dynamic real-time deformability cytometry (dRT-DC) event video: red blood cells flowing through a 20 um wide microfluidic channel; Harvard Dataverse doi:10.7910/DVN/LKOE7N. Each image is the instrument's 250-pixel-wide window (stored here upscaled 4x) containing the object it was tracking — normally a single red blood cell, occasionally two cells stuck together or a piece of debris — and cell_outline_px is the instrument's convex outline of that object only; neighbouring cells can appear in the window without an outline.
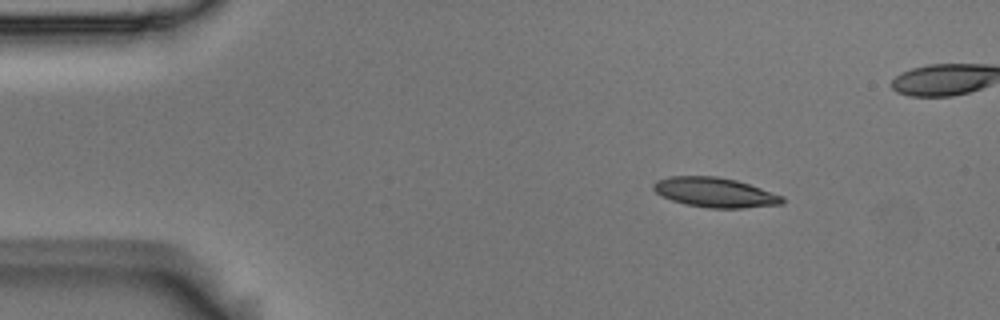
{"species": "Egyptian fruit bat (a non-hibernating species)", "species_latin": "Rousettus aegyptiacus", "temperature_condition": "room temperature", "stored_images_in_passage": 5, "camera_frame_rate_fps": 3000, "um_per_image_px": 0.085, "animal": {"sex": "male"}, "frame": {"image": 1, "passage_image": 1, "time_ms": 0.0, "image_size_px": [1000, 320], "cell_outline_px": [[784, 204], [744, 208], [708, 208], [684, 204], [672, 200], [656, 192], [652, 188], [652, 184], [656, 180], [672, 176], [716, 176], [736, 180], [784, 196]], "centroid_in_image_um": [60.78, 16.36], "position_along_channel_um": 24.2, "area_um2": 22.31}}
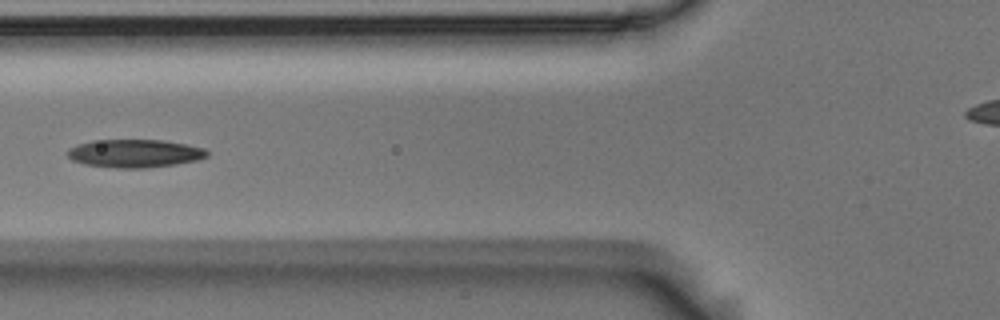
{"frame": {"image": 2, "passage_image": 5, "time_ms": 1.333, "image_size_px": [1000, 320], "cell_outline_px": [[208, 156], [200, 160], [176, 164], [148, 168], [116, 168], [84, 164], [72, 160], [68, 156], [68, 148], [76, 144], [92, 140], [164, 140], [188, 144], [204, 148], [208, 152]], "centroid_in_image_um": [11.47, 13.04], "position_along_channel_um": 114.3, "area_um2": 23.12}}